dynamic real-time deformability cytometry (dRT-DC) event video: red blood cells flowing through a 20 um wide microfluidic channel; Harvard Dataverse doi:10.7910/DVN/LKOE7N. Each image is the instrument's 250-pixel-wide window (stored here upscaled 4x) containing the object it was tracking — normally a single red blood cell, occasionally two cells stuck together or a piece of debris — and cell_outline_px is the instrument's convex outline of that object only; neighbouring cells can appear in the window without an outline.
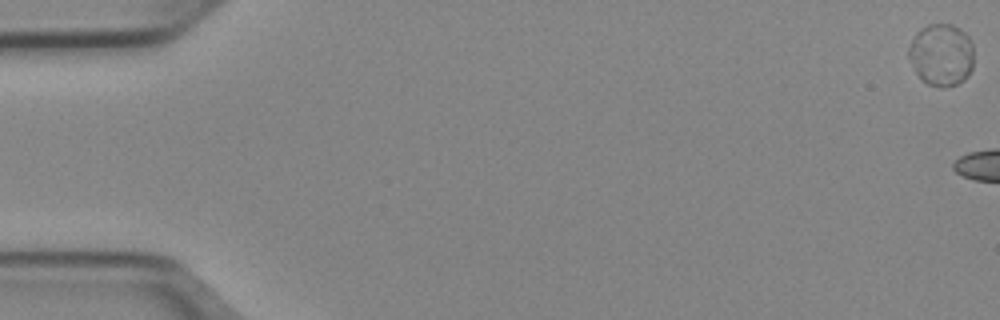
{"species": "Egyptian fruit bat (a non-hibernating species)", "species_latin": "Rousettus aegyptiacus", "temperature_condition": "cold", "stored_images_in_passage": 5, "camera_frame_rate_fps": 3000, "um_per_image_px": 0.085, "animal": {"sex": "female"}, "frame": {"image": 1, "passage_image": 1, "time_ms": 0.0, "image_size_px": [1000, 320], "cell_outline_px": [[972, 68], [968, 76], [964, 80], [956, 84], [928, 84], [916, 72], [908, 56], [908, 48], [916, 32], [920, 28], [928, 24], [952, 24], [960, 28], [968, 36], [972, 44]], "centroid_in_image_um": [80.01, 4.59], "position_along_channel_um": 5.0, "area_um2": 23.18}}